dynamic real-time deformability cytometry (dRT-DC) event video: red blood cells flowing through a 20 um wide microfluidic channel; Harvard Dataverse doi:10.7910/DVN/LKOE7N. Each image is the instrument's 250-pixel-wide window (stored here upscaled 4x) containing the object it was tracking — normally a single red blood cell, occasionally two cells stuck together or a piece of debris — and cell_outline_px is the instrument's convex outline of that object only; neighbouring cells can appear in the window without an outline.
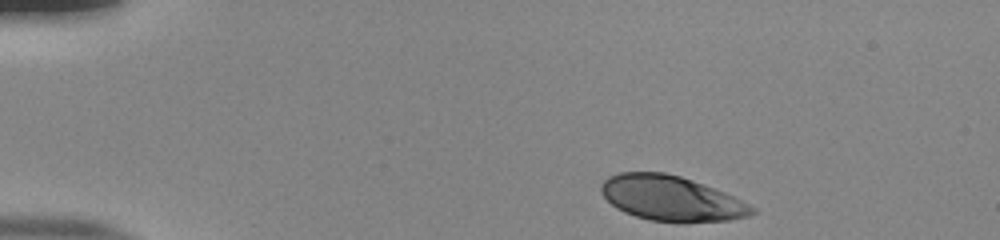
{"species": "human", "species_latin": "Homo sapiens", "temperature_condition": "room temperature", "stored_images_in_passage": 45, "camera_frame_rate_fps": 3000, "um_per_image_px": 0.085, "donor": {"sex": "male"}, "frame": {"image": 1, "passage_image": 1, "time_ms": 0.0, "image_size_px": [1000, 240], "cell_outline_px": [[756, 212], [748, 216], [728, 220], [648, 220], [624, 212], [616, 208], [600, 192], [600, 184], [608, 176], [620, 172], [664, 172], [680, 176], [704, 184], [724, 192], [756, 208]], "centroid_in_image_um": [57.0, 16.82], "position_along_channel_um": 28.0, "area_um2": 38.84}}
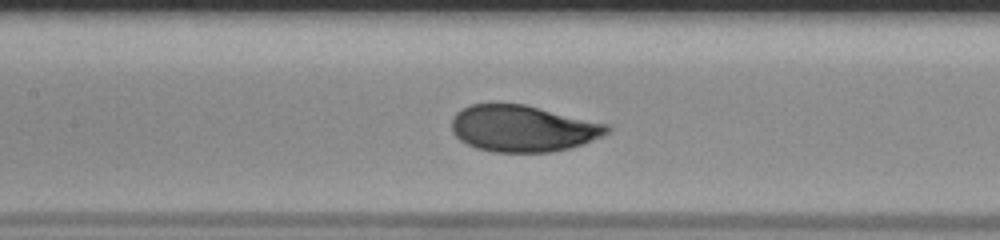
{"frame": {"image": 2, "passage_image": 18, "time_ms": 5.667, "image_size_px": [1000, 240], "cell_outline_px": [[612, 128], [608, 132], [584, 144], [552, 152], [492, 152], [476, 148], [460, 140], [452, 132], [452, 116], [456, 112], [472, 104], [524, 104], [608, 124]], "centroid_in_image_um": [44.43, 10.93], "position_along_channel_um": 163.0, "area_um2": 41.96}}
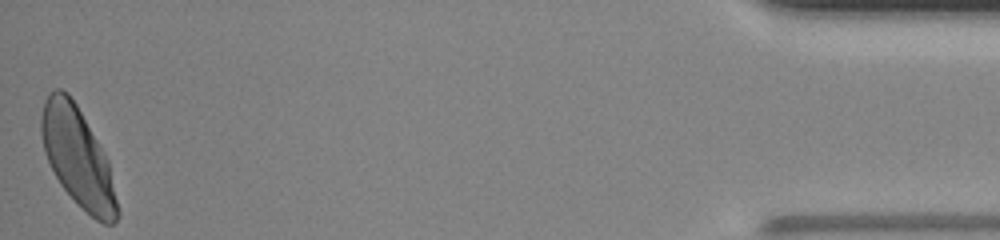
{"frame": {"image": 3, "passage_image": 45, "time_ms": 14.667, "image_size_px": [1000, 240], "cell_outline_px": [[120, 216], [112, 224], [104, 224], [96, 220], [60, 184], [44, 152], [40, 132], [40, 116], [44, 100], [56, 88], [60, 88], [68, 92], [76, 104], [104, 152], [108, 160], [120, 212]], "centroid_in_image_um": [6.61, 13.35], "position_along_channel_um": 428.6, "area_um2": 43.35}, "authors_computed_cell_mechanics": {"area_um2": 41.9628, "velocity_mm_per_s": 3.8615, "shape_relaxation_time_tau1_ms": 3.8625, "shape_relaxation_time_tau2_ms": null, "deformation_change_tau1": 0.1842, "deformation_change_tau2": null}}